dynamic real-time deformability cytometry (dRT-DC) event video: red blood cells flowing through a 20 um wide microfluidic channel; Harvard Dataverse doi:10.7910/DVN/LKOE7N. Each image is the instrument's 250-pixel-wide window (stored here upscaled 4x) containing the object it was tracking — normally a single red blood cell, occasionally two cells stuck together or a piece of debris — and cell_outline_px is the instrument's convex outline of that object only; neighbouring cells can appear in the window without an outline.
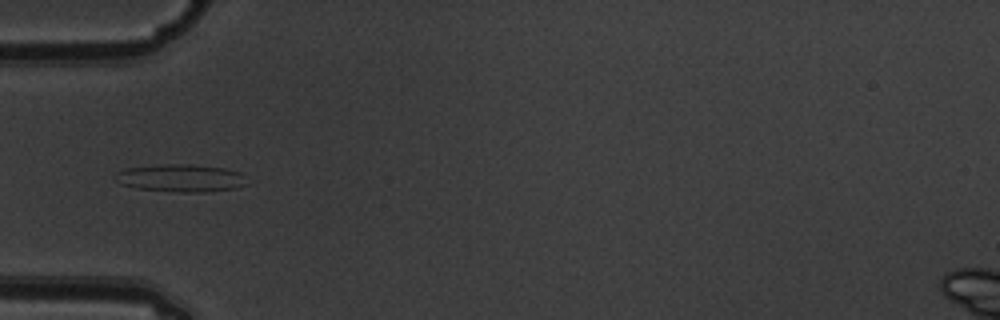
{"species": "common noctule bat (a hibernating species)", "species_latin": "Nyctalus noctula", "temperature_condition": "warm", "stored_images_in_passage": 7, "camera_frame_rate_fps": 3000, "um_per_image_px": 0.085, "animal": {"sex": "male", "body_mass_g": 19.5, "forearm_length_mm": 54.6}, "frame": {"image": 1, "passage_image": 4, "time_ms": 1.0, "image_size_px": [1000, 320], "cell_outline_px": [[248, 184], [236, 188], [204, 192], [176, 192], [136, 188], [120, 184], [116, 180], [116, 172], [124, 168], [164, 164], [188, 164], [224, 168], [240, 172]], "centroid_in_image_um": [15.35, 15.14], "position_along_channel_um": 69.7, "area_um2": 21.21}}
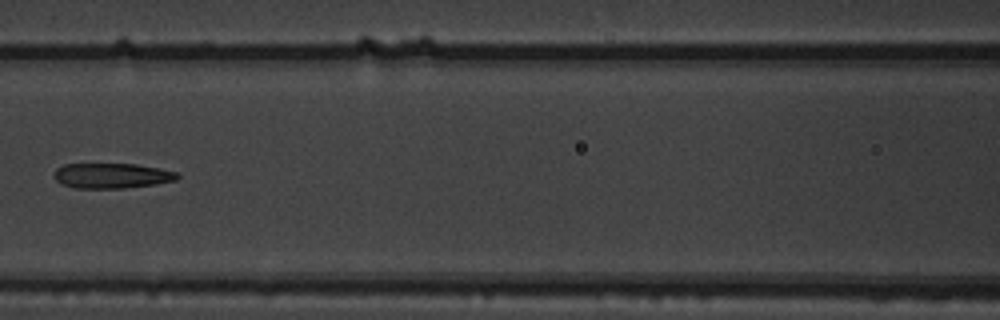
{"frame": {"image": 2, "passage_image": 6, "time_ms": 1.667, "image_size_px": [1000, 320], "cell_outline_px": [[180, 176], [176, 180], [152, 184], [124, 188], [76, 188], [60, 184], [56, 180], [56, 168], [64, 164], [136, 164], [160, 168], [176, 172]], "centroid_in_image_um": [9.5, 14.93], "position_along_channel_um": 157.1, "area_um2": 17.92}}
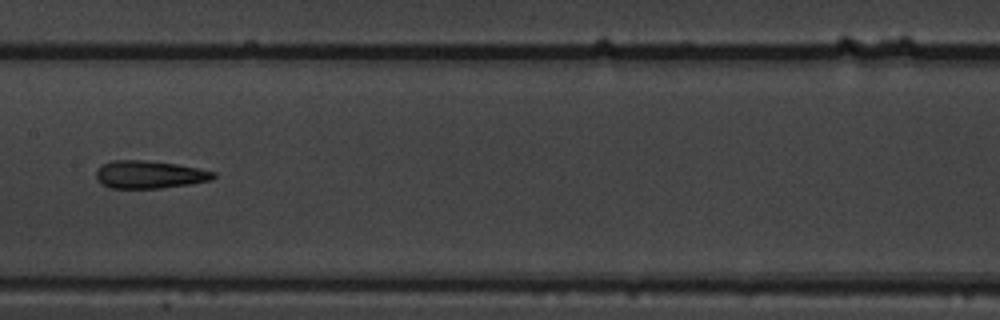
{"frame": {"image": 3, "passage_image": 7, "time_ms": 2.0, "image_size_px": [1000, 320], "cell_outline_px": [[216, 176], [212, 180], [188, 184], [160, 188], [108, 188], [100, 184], [96, 176], [96, 168], [112, 160], [148, 160], [176, 164], [216, 172]], "centroid_in_image_um": [12.67, 14.83], "position_along_channel_um": 194.7, "area_um2": 19.02}}